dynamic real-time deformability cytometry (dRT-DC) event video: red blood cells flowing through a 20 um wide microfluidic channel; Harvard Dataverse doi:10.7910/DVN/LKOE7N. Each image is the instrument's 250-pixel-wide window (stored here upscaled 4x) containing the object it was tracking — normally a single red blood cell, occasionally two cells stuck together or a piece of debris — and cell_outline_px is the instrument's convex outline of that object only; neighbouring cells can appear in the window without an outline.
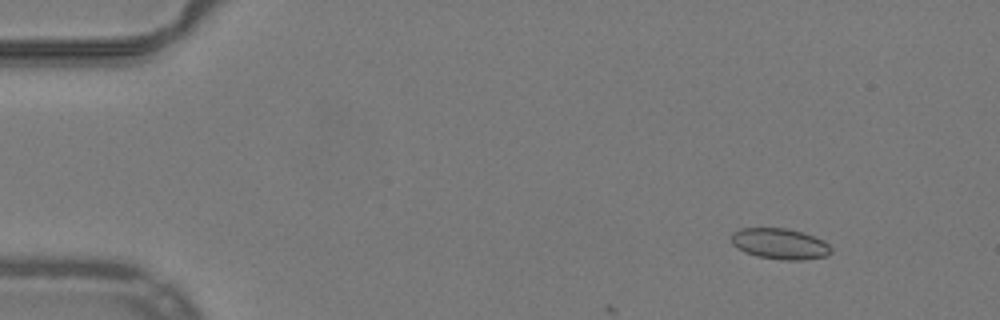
{"species": "common noctule bat (a hibernating species)", "species_latin": "Nyctalus noctula", "temperature_condition": "warm", "stored_images_in_passage": 12, "camera_frame_rate_fps": 3000, "um_per_image_px": 0.085, "animal": {"sex": "male", "body_mass_g": 19.2, "forearm_length_mm": 51.8}, "frame": {"image": 1, "passage_image": 7, "time_ms": 2.0, "image_size_px": [1000, 320], "cell_outline_px": [[832, 252], [828, 256], [804, 260], [784, 260], [756, 256], [744, 252], [736, 248], [732, 244], [732, 232], [740, 228], [784, 228], [804, 232], [824, 240], [832, 248]], "centroid_in_image_um": [66.31, 20.72], "position_along_channel_um": 18.7, "area_um2": 18.21}}